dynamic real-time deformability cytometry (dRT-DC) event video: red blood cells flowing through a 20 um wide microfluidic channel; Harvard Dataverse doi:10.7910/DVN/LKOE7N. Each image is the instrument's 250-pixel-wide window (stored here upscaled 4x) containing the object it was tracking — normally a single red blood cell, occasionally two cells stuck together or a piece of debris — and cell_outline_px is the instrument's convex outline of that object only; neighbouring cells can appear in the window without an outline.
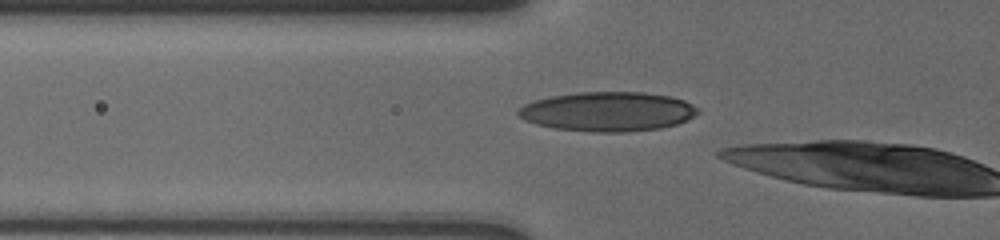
{"species": "human", "species_latin": "Homo sapiens", "temperature_condition": "cold", "stored_images_in_passage": 5, "camera_frame_rate_fps": 3000, "um_per_image_px": 0.085, "donor": {"sex": "male"}, "frame": {"image": 1, "passage_image": 2, "time_ms": 0.333, "image_size_px": [1000, 240], "cell_outline_px": [[700, 112], [688, 120], [676, 124], [660, 128], [624, 132], [596, 132], [556, 128], [536, 124], [524, 120], [516, 112], [524, 104], [536, 100], [552, 96], [576, 92], [644, 92], [672, 96], [684, 100], [700, 108]], "centroid_in_image_um": [51.71, 9.47], "position_along_channel_um": 74.1, "area_um2": 41.33}}